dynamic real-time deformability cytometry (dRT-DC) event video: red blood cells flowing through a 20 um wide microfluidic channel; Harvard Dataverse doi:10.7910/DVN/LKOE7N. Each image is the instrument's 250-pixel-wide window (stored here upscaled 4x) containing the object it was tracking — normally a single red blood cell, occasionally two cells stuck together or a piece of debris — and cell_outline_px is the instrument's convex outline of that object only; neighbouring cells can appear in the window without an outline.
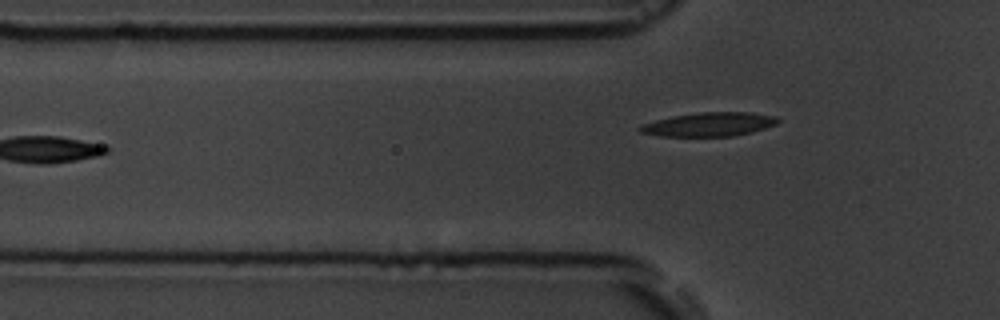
{"species": "common noctule bat (a hibernating species)", "species_latin": "Nyctalus noctula", "temperature_condition": "room temperature", "stored_images_in_passage": 4, "camera_frame_rate_fps": 3000, "um_per_image_px": 0.085, "animal": {"sex": "male", "body_mass_g": 19.5, "forearm_length_mm": 54.6}, "frame": {"image": 1, "passage_image": 4, "time_ms": 3.667, "image_size_px": [1000, 320], "cell_outline_px": [[780, 120], [776, 124], [752, 132], [732, 136], [660, 136], [640, 132], [636, 128], [644, 124], [656, 120], [672, 116], [700, 112], [748, 112], [776, 116]], "centroid_in_image_um": [60.28, 10.57], "position_along_channel_um": 65.5, "area_um2": 19.07}}